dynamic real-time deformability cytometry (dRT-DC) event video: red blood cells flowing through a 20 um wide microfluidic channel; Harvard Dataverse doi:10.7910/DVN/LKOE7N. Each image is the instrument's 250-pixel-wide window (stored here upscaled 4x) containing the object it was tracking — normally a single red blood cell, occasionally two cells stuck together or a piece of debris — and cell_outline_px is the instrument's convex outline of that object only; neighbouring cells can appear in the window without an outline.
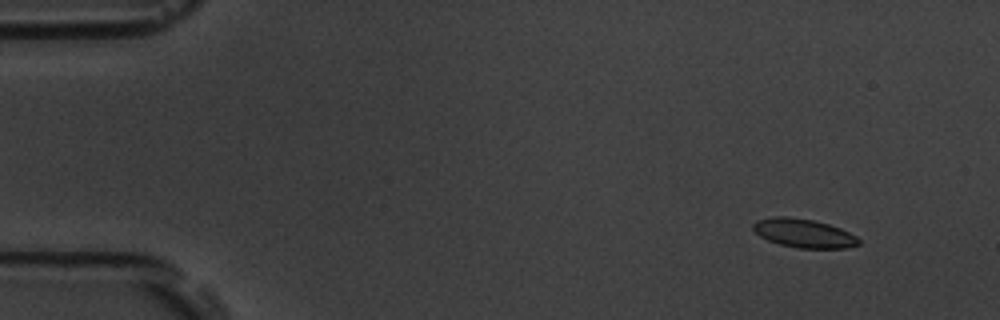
{"species": "common noctule bat (a hibernating species)", "species_latin": "Nyctalus noctula", "temperature_condition": "room temperature", "stored_images_in_passage": 57, "camera_frame_rate_fps": 3000, "um_per_image_px": 0.085, "animal": {"sex": "male", "body_mass_g": 19.5, "forearm_length_mm": 54.6}, "frame": {"image": 1, "passage_image": 5, "time_ms": 1.333, "image_size_px": [1000, 320], "cell_outline_px": [[860, 244], [844, 248], [796, 248], [780, 244], [768, 240], [760, 236], [752, 228], [752, 224], [756, 220], [776, 216], [784, 216], [812, 220], [828, 224], [840, 228], [856, 236], [860, 240]], "centroid_in_image_um": [68.3, 19.82], "position_along_channel_um": 16.7, "area_um2": 17.57}}
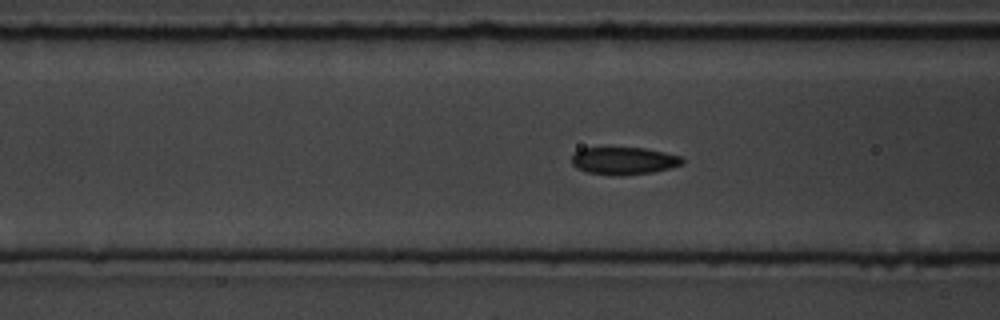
{"frame": {"image": 2, "passage_image": 22, "time_ms": 7.0, "image_size_px": [1000, 320], "cell_outline_px": [[684, 164], [652, 172], [620, 176], [616, 176], [588, 172], [576, 168], [572, 164], [572, 152], [584, 148], [644, 148], [664, 152], [680, 156], [684, 160]], "centroid_in_image_um": [53.0, 13.67], "position_along_channel_um": 113.6, "area_um2": 17.69}}
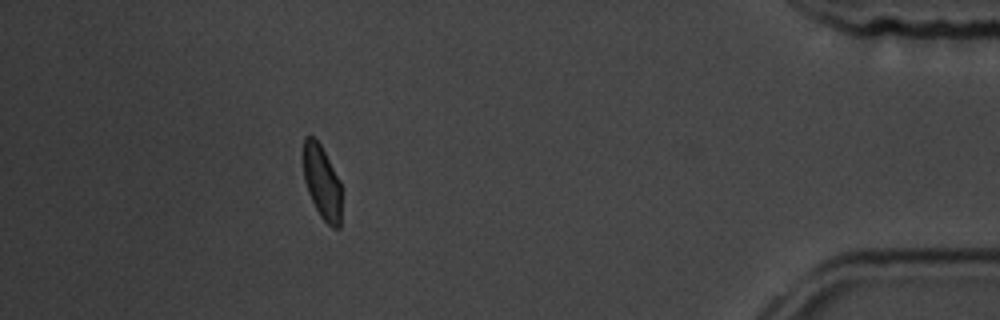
{"frame": {"image": 3, "passage_image": 51, "time_ms": 16.667, "image_size_px": [1000, 320], "cell_outline_px": [[340, 228], [332, 228], [320, 216], [308, 192], [304, 180], [304, 136], [312, 136], [320, 144], [340, 180]], "centroid_in_image_um": [27.37, 15.5], "position_along_channel_um": 407.8, "area_um2": 16.13}, "authors_computed_cell_mechanics": {"area_um2": 17.8602, "velocity_mm_per_s": 3.5908, "shape_relaxation_time_tau1_ms": 2.601, "shape_relaxation_time_tau2_ms": 1.302, "deformation_change_tau1": 0.0766, "deformation_change_tau2": 0.0607}}